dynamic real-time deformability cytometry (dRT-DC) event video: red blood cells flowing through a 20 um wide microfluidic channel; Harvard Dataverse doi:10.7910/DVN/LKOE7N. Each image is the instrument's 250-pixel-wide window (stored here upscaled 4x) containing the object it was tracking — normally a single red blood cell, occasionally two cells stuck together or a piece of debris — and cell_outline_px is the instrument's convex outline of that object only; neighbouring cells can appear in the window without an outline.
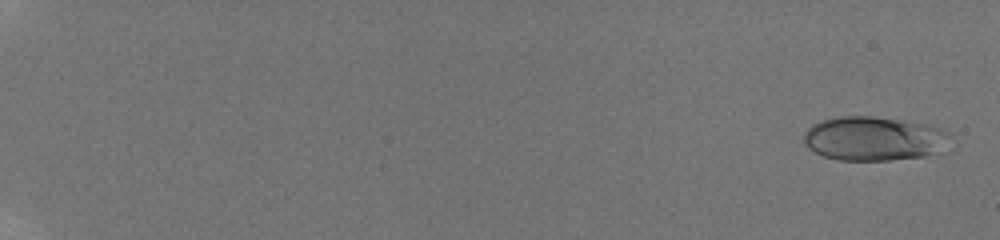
{"species": "human", "species_latin": "Homo sapiens", "temperature_condition": "room temperature", "stored_images_in_passage": 26, "camera_frame_rate_fps": 3000, "um_per_image_px": 0.085, "donor": {"sex": "male"}, "frame": {"image": 1, "passage_image": 3, "time_ms": 0.333, "image_size_px": [1000, 240], "cell_outline_px": [[952, 136], [948, 152], [924, 156], [888, 160], [836, 160], [824, 156], [808, 148], [804, 144], [804, 132], [812, 124], [836, 116], [872, 116], [904, 120], [932, 124], [948, 132]], "centroid_in_image_um": [74.39, 11.78], "position_along_channel_um": 10.6, "area_um2": 38.55}}